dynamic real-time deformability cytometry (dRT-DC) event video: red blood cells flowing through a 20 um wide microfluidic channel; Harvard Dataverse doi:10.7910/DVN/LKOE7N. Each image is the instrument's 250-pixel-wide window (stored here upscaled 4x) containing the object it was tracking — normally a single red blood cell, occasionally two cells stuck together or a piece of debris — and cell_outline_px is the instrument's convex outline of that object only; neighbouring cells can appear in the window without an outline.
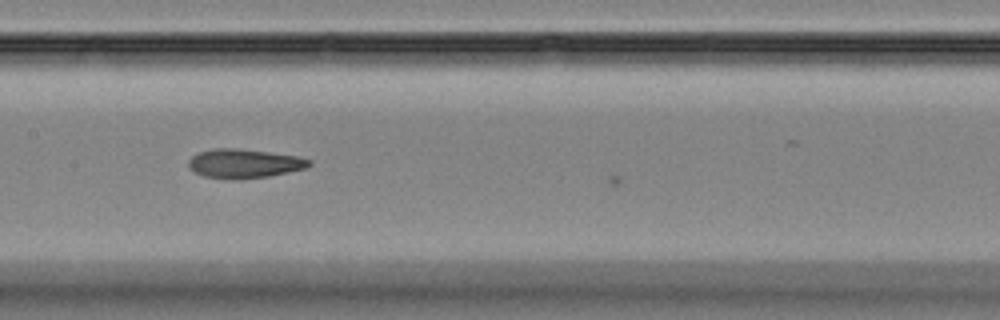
{"species": "Egyptian fruit bat (a non-hibernating species)", "species_latin": "Rousettus aegyptiacus", "temperature_condition": "room temperature", "stored_images_in_passage": 14, "camera_frame_rate_fps": 3000, "um_per_image_px": 0.085, "animal": {"sex": "female"}, "frame": {"image": 1, "passage_image": 13, "time_ms": 4.0, "image_size_px": [1000, 320], "cell_outline_px": [[312, 164], [308, 168], [268, 176], [204, 176], [188, 168], [188, 160], [196, 152], [212, 148], [236, 148], [300, 156], [312, 160]], "centroid_in_image_um": [20.79, 13.84], "position_along_channel_um": 186.6, "area_um2": 19.77}}